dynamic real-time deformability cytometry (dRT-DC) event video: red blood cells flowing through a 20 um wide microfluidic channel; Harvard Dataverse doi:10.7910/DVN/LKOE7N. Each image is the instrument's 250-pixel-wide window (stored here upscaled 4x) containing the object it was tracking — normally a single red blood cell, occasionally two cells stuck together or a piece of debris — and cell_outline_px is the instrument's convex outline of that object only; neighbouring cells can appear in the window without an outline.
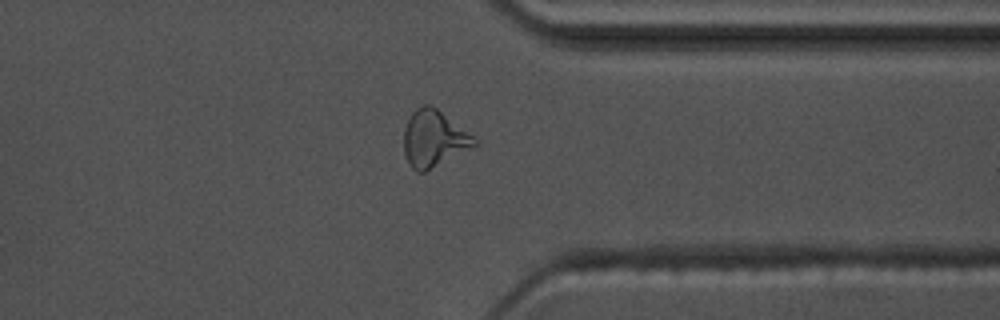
{"species": "common noctule bat (a hibernating species)", "species_latin": "Nyctalus noctula", "temperature_condition": "warm", "stored_images_in_passage": 43, "camera_frame_rate_fps": 3000, "um_per_image_px": 0.085, "animal": {"sex": "male", "body_mass_g": 17.5, "forearm_length_mm": 52.3}, "frame": {"image": 1, "passage_image": 31, "time_ms": 10.0, "image_size_px": [1000, 320], "cell_outline_px": [[480, 144], [424, 172], [416, 172], [408, 164], [404, 152], [404, 128], [408, 116], [416, 108], [424, 104], [428, 104], [436, 108], [480, 140]], "centroid_in_image_um": [36.88, 11.79], "position_along_channel_um": 374.5, "area_um2": 23.47}, "authors_computed_cell_mechanics": {"area_um2": 20.7502, "velocity_mm_per_s": 3.6371, "shape_relaxation_time_tau1_ms": 6.9492, "shape_relaxation_time_tau2_ms": 2.3733, "deformation_change_tau1": 0.2309, "deformation_change_tau2": 0.1145}}